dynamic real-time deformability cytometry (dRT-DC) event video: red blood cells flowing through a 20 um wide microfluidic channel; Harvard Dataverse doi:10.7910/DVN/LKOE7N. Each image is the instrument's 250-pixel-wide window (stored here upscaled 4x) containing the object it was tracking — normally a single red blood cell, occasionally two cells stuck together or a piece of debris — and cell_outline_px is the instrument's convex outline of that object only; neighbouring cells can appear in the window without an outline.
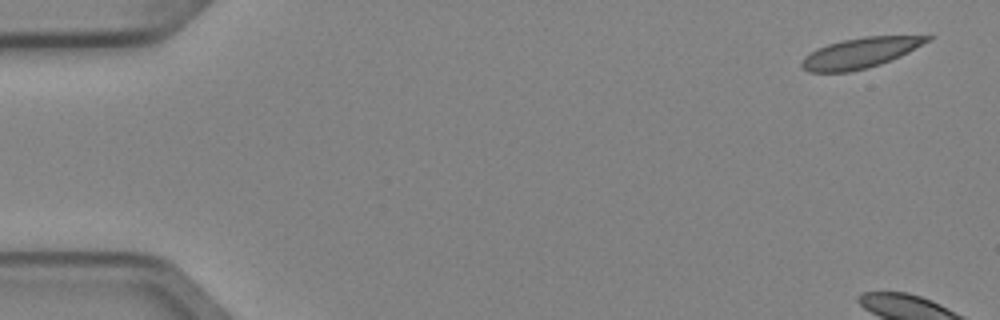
{"species": "Egyptian fruit bat (a non-hibernating species)", "species_latin": "Rousettus aegyptiacus", "temperature_condition": "cold", "stored_images_in_passage": 6, "camera_frame_rate_fps": 3000, "um_per_image_px": 0.085, "animal": {"sex": "female"}, "frame": {"image": 1, "passage_image": 1, "time_ms": 0.0, "image_size_px": [1000, 320], "cell_outline_px": [[936, 36], [932, 40], [900, 56], [880, 64], [868, 68], [848, 72], [808, 72], [800, 64], [804, 56], [816, 48], [828, 44], [844, 40], [864, 36]], "centroid_in_image_um": [73.12, 4.5], "position_along_channel_um": 11.9, "area_um2": 22.14}}